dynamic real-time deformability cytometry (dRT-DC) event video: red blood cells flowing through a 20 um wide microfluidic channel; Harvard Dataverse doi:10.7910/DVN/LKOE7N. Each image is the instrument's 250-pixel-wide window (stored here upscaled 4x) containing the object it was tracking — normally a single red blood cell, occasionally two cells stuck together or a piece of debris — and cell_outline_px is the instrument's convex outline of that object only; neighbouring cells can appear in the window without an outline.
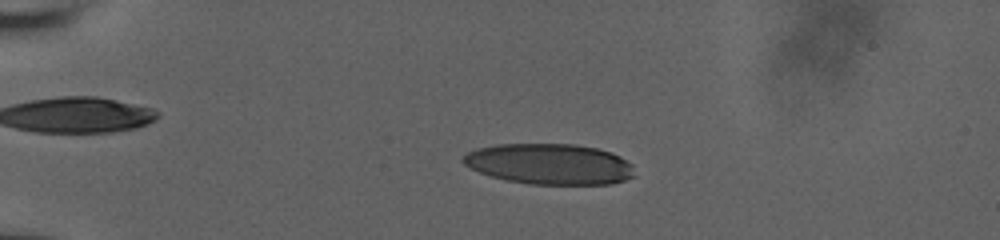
{"species": "human", "species_latin": "Homo sapiens", "temperature_condition": "room temperature", "stored_images_in_passage": 57, "camera_frame_rate_fps": 3000, "um_per_image_px": 0.085, "donor": {"sex": "male"}, "frame": {"image": 1, "passage_image": 15, "time_ms": 4.667, "image_size_px": [1000, 240], "cell_outline_px": [[636, 176], [612, 184], [528, 184], [504, 180], [480, 172], [464, 164], [460, 160], [468, 152], [476, 148], [496, 144], [576, 144], [596, 148], [612, 152], [620, 156], [632, 164]], "centroid_in_image_um": [46.73, 13.94], "position_along_channel_um": 38.3, "area_um2": 40.92}}
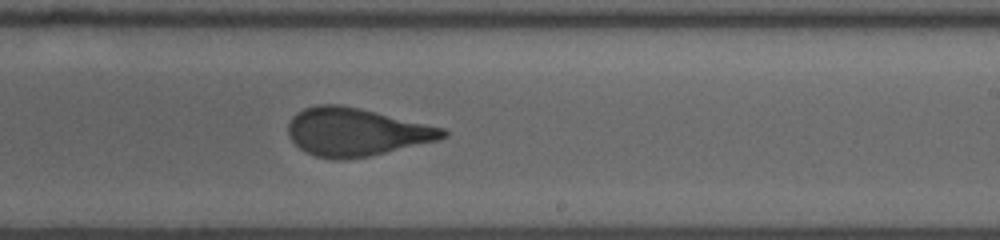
{"frame": {"image": 2, "passage_image": 37, "time_ms": 12.0, "image_size_px": [1000, 240], "cell_outline_px": [[448, 136], [440, 140], [368, 156], [344, 160], [332, 160], [316, 156], [304, 152], [288, 136], [288, 124], [292, 116], [296, 112], [304, 108], [316, 104], [340, 104], [360, 108], [444, 128], [448, 132]], "centroid_in_image_um": [30.25, 11.22], "position_along_channel_um": 258.8, "area_um2": 43.47}}
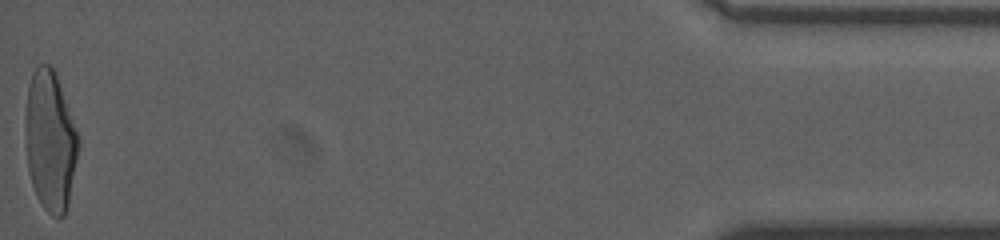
{"frame": {"image": 3, "passage_image": 57, "time_ms": 18.667, "image_size_px": [1000, 240], "cell_outline_px": [[80, 144], [68, 204], [64, 216], [60, 220], [56, 220], [44, 208], [36, 196], [32, 184], [28, 168], [24, 132], [24, 116], [28, 88], [32, 72], [36, 64], [48, 64], [56, 72], [80, 136]], "centroid_in_image_um": [4.27, 11.96], "position_along_channel_um": 430.9, "area_um2": 44.22}, "authors_computed_cell_mechanics": {"area_um2": 42.8298, "velocity_mm_per_s": 3.862, "shape_relaxation_time_tau1_ms": 8.1701, "shape_relaxation_time_tau2_ms": 0.8532, "deformation_change_tau1": 0.2645, "deformation_change_tau2": 0.0897}}